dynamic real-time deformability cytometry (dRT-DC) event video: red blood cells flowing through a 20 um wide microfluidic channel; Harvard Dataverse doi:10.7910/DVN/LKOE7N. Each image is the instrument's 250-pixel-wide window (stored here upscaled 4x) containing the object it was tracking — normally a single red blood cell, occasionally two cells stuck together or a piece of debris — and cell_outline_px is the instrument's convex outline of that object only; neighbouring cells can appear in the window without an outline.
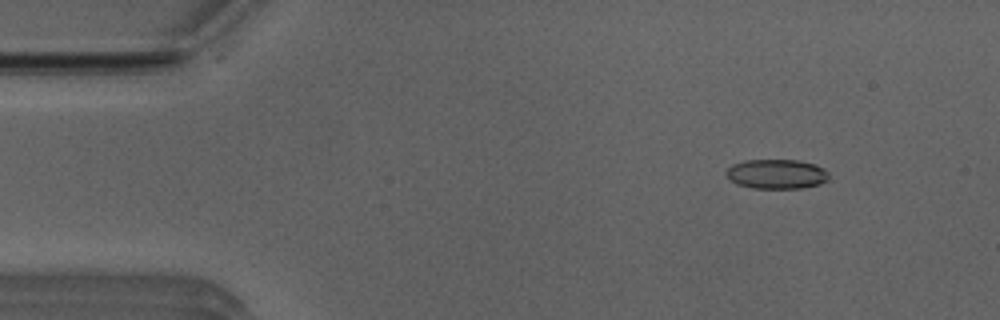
{"species": "Egyptian fruit bat (a non-hibernating species)", "species_latin": "Rousettus aegyptiacus", "temperature_condition": "room temperature", "stored_images_in_passage": 50, "camera_frame_rate_fps": 3000, "um_per_image_px": 0.085, "animal": {"sex": "male"}, "frame": {"image": 1, "passage_image": 5, "time_ms": 1.333, "image_size_px": [1000, 320], "cell_outline_px": [[828, 180], [820, 184], [800, 188], [752, 188], [736, 184], [724, 172], [732, 164], [744, 160], [800, 160], [816, 164], [824, 168], [828, 172]], "centroid_in_image_um": [66.02, 14.78], "position_along_channel_um": 19.0, "area_um2": 17.8}}
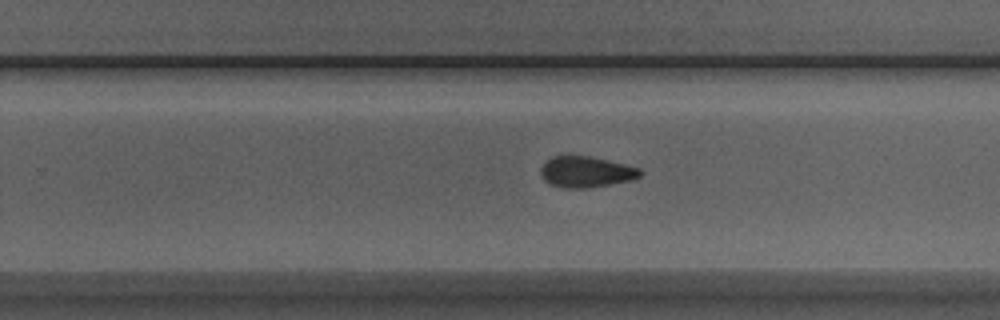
{"frame": {"image": 2, "passage_image": 31, "time_ms": 10.0, "image_size_px": [1000, 320], "cell_outline_px": [[640, 176], [632, 180], [588, 188], [564, 188], [548, 184], [544, 180], [540, 172], [540, 168], [552, 156], [588, 156], [624, 164], [640, 168]], "centroid_in_image_um": [49.78, 14.62], "position_along_channel_um": 280.0, "area_um2": 17.8}}
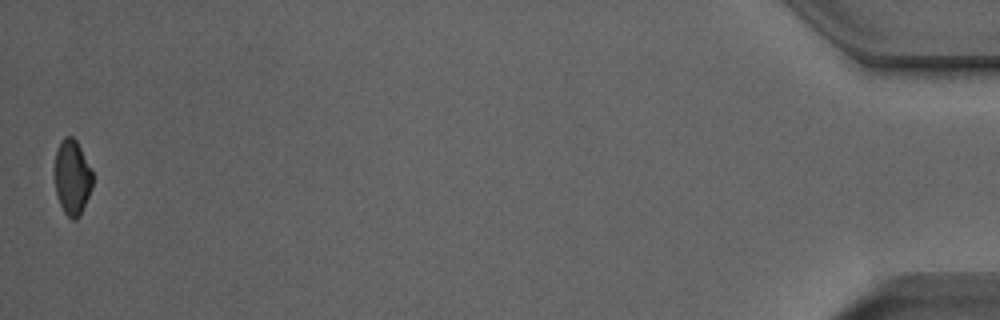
{"frame": {"image": 3, "passage_image": 50, "time_ms": 16.333, "image_size_px": [1000, 320], "cell_outline_px": [[92, 188], [80, 216], [76, 220], [72, 220], [64, 212], [60, 204], [56, 192], [56, 148], [60, 140], [64, 136], [72, 136], [76, 140], [92, 168]], "centroid_in_image_um": [6.16, 15.06], "position_along_channel_um": 429.0, "area_um2": 16.59}, "authors_computed_cell_mechanics": {"area_um2": 17.9469, "velocity_mm_per_s": 3.972, "shape_relaxation_time_tau1_ms": 8.8676, "shape_relaxation_time_tau2_ms": 6.3765, "deformation_change_tau1": 0.1462, "deformation_change_tau2": 0.136}}